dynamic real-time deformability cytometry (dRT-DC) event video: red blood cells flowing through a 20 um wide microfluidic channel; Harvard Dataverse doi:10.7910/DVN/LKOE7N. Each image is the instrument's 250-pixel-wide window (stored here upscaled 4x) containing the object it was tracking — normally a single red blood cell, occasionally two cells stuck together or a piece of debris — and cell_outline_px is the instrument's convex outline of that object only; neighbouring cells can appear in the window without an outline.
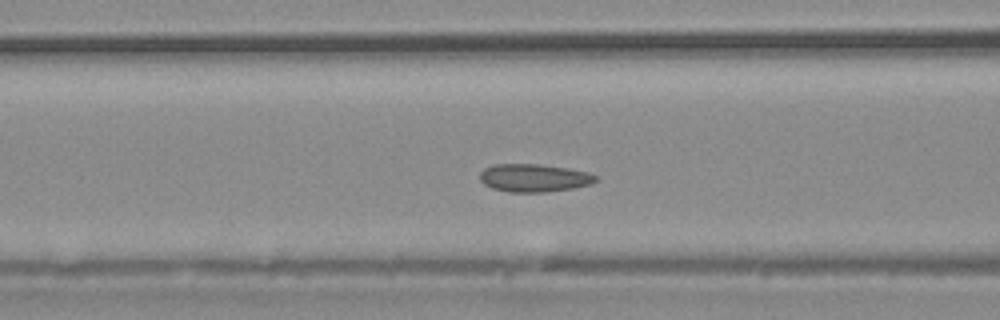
{"species": "common noctule bat (a hibernating species)", "species_latin": "Nyctalus noctula", "temperature_condition": "warm", "stored_images_in_passage": 38, "camera_frame_rate_fps": 3000, "um_per_image_px": 0.085, "animal": {"sex": "male", "body_mass_g": 20.4}, "frame": {"image": 1, "passage_image": 14, "time_ms": 4.333, "image_size_px": [1000, 320], "cell_outline_px": [[600, 180], [588, 184], [572, 188], [544, 192], [508, 192], [492, 188], [484, 184], [480, 180], [480, 172], [484, 168], [492, 164], [540, 164], [568, 168], [588, 172], [600, 176]], "centroid_in_image_um": [45.4, 15.11], "position_along_channel_um": 121.2, "area_um2": 19.02}}
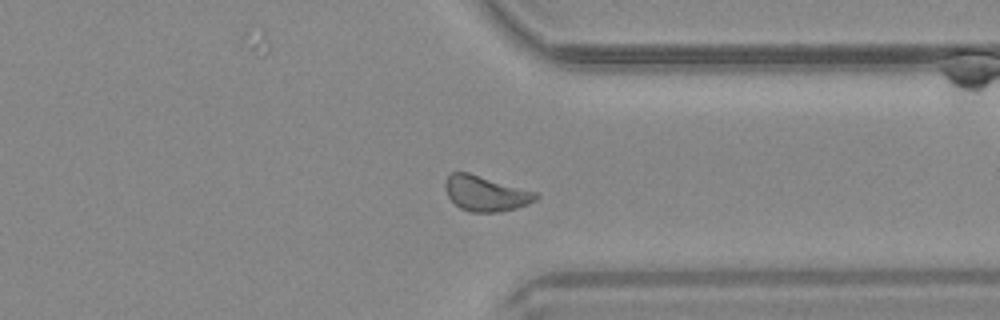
{"frame": {"image": 2, "passage_image": 28, "time_ms": 9.0, "image_size_px": [1000, 320], "cell_outline_px": [[540, 196], [536, 200], [528, 204], [516, 208], [500, 212], [468, 212], [460, 208], [448, 196], [444, 188], [444, 180], [452, 172], [468, 172], [540, 192]], "centroid_in_image_um": [41.32, 16.44], "position_along_channel_um": 370.1, "area_um2": 19.02}}
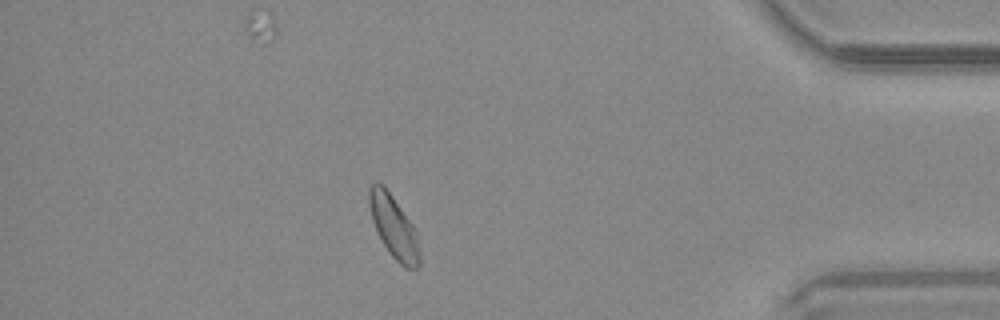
{"frame": {"image": 3, "passage_image": 32, "time_ms": 10.333, "image_size_px": [1000, 320], "cell_outline_px": [[420, 268], [416, 272], [404, 268], [388, 252], [372, 220], [368, 204], [368, 188], [376, 180], [384, 184], [412, 224], [416, 232], [420, 252]], "centroid_in_image_um": [33.48, 19.3], "position_along_channel_um": 401.7, "area_um2": 18.67}}